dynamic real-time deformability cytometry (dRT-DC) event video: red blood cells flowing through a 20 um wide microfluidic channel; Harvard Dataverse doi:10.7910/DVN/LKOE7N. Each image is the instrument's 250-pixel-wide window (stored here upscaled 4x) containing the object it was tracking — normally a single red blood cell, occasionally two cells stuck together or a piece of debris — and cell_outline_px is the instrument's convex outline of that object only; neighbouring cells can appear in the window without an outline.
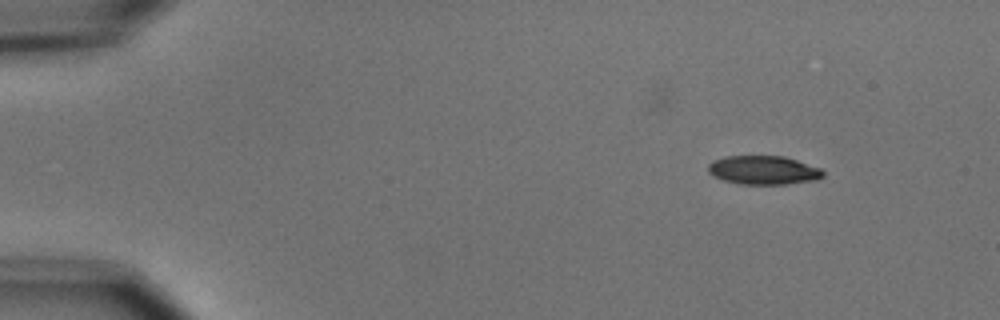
{"species": "common noctule bat (a hibernating species)", "species_latin": "Nyctalus noctula", "temperature_condition": "cold", "stored_images_in_passage": 4, "camera_frame_rate_fps": 3000, "um_per_image_px": 0.085, "animal": {"sex": "male", "body_mass_g": 15.6}, "frame": {"image": 1, "passage_image": 1, "time_ms": 0.0, "image_size_px": [1000, 320], "cell_outline_px": [[824, 176], [816, 180], [784, 184], [740, 184], [724, 180], [712, 176], [708, 172], [708, 164], [712, 160], [724, 156], [784, 156], [820, 168], [824, 172]], "centroid_in_image_um": [64.86, 14.46], "position_along_channel_um": 20.1, "area_um2": 19.31}}
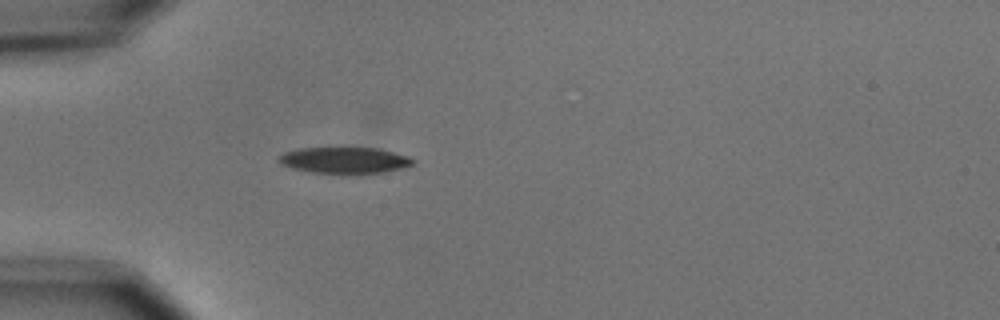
{"frame": {"image": 2, "passage_image": 4, "time_ms": 3.333, "image_size_px": [1000, 320], "cell_outline_px": [[416, 160], [412, 164], [400, 168], [384, 172], [312, 172], [292, 168], [280, 164], [280, 156], [284, 152], [300, 148], [380, 148], [408, 156]], "centroid_in_image_um": [29.3, 13.59], "position_along_channel_um": 55.7, "area_um2": 19.94}}